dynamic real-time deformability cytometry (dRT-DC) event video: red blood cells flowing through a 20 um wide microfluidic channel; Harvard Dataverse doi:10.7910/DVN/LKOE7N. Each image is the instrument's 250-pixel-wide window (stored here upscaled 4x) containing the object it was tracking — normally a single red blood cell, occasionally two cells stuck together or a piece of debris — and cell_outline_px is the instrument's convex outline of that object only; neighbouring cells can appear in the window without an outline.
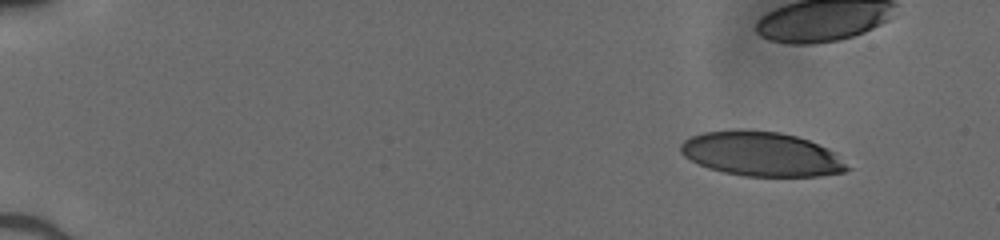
{"species": "human", "species_latin": "Homo sapiens", "temperature_condition": "cold", "stored_images_in_passage": 37, "camera_frame_rate_fps": 3000, "um_per_image_px": 0.085, "donor": {"sex": "male"}, "frame": {"image": 1, "passage_image": 1, "time_ms": 0.0, "image_size_px": [1000, 240], "cell_outline_px": [[852, 168], [844, 172], [820, 176], [744, 176], [724, 172], [708, 168], [684, 156], [680, 152], [680, 144], [684, 140], [692, 136], [704, 132], [736, 128], [744, 128], [780, 132], [796, 136], [808, 140], [828, 148]], "centroid_in_image_um": [64.71, 13.07], "position_along_channel_um": 20.3, "area_um2": 43.35}}
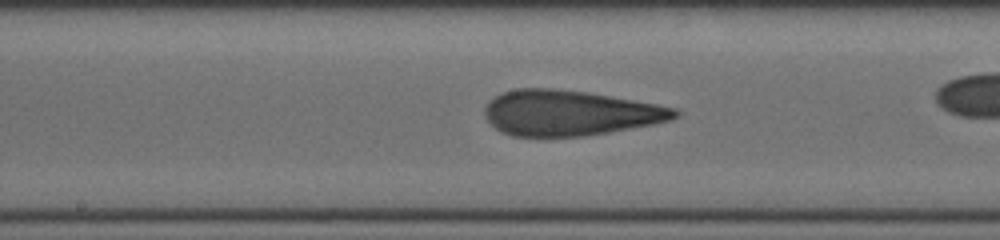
{"frame": {"image": 2, "passage_image": 24, "time_ms": 7.667, "image_size_px": [1000, 240], "cell_outline_px": [[680, 116], [672, 120], [652, 124], [608, 132], [584, 136], [512, 136], [500, 132], [484, 116], [484, 108], [496, 96], [504, 92], [516, 88], [552, 88], [584, 92], [656, 104], [676, 108], [680, 112]], "centroid_in_image_um": [48.42, 9.6], "position_along_channel_um": 199.8, "area_um2": 49.82}}
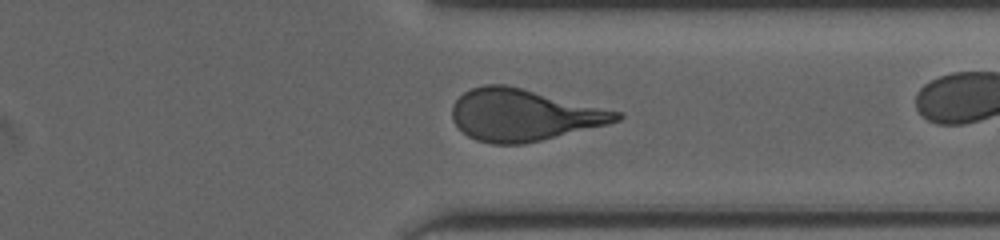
{"frame": {"image": 3, "passage_image": 36, "time_ms": 11.667, "image_size_px": [1000, 240], "cell_outline_px": [[624, 116], [620, 120], [608, 124], [524, 144], [492, 144], [476, 140], [468, 136], [452, 120], [452, 104], [464, 92], [472, 88], [484, 84], [504, 84], [620, 112]], "centroid_in_image_um": [44.47, 9.78], "position_along_channel_um": 366.9, "area_um2": 49.07}}